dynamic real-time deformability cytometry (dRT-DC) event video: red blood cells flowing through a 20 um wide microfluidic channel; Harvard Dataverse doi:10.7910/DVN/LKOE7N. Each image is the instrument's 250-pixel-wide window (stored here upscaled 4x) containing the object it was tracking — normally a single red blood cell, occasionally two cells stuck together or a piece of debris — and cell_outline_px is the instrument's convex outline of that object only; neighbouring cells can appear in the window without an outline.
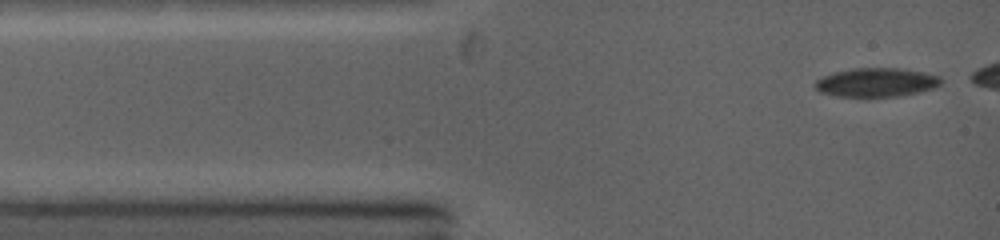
{"species": "common noctule bat (a hibernating species)", "species_latin": "Nyctalus noctula", "temperature_condition": "warm", "stored_images_in_passage": 15, "camera_frame_rate_fps": 5000, "um_per_image_px": 0.085, "animal": {"sex": "female", "body_mass_g": 19.0, "forearm_length_mm": 53.3}, "frame": {"image": 1, "passage_image": 1, "time_ms": 0.0, "image_size_px": [1000, 240], "cell_outline_px": [[940, 84], [932, 88], [916, 92], [892, 96], [840, 96], [820, 92], [816, 88], [816, 80], [824, 76], [836, 72], [856, 68], [896, 68], [920, 72], [940, 76]], "centroid_in_image_um": [74.46, 6.99], "position_along_channel_um": 10.5, "area_um2": 20.4}}
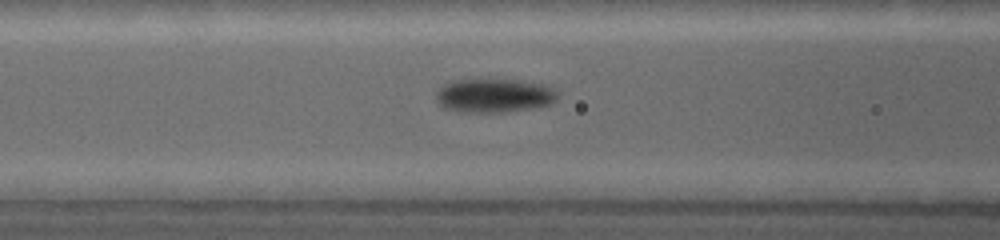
{"frame": {"image": 2, "passage_image": 13, "time_ms": 3.8, "image_size_px": [1000, 240], "cell_outline_px": [[556, 96], [548, 104], [508, 112], [460, 112], [444, 108], [440, 104], [440, 92], [448, 84], [468, 80], [508, 80], [528, 84], [544, 88], [552, 92]], "centroid_in_image_um": [41.91, 8.18], "position_along_channel_um": 124.7, "area_um2": 21.85}}